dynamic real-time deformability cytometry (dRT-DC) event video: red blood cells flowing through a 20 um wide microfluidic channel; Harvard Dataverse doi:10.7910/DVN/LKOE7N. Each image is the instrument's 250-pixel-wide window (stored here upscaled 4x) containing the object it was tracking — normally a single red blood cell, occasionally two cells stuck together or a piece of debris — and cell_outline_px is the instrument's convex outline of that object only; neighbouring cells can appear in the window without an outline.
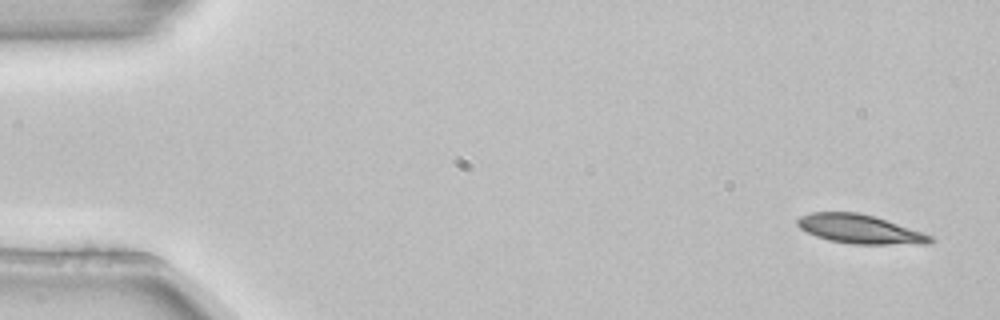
{"species": "common noctule bat (a hibernating species)", "species_latin": "Nyctalus noctula", "temperature_condition": "room temperature", "stored_images_in_passage": 3, "camera_frame_rate_fps": 3000, "um_per_image_px": 0.085, "animal": {"sex": "female", "body_mass_g": 22.7, "forearm_length_mm": 54.2}, "frame": {"image": 1, "passage_image": 1, "time_ms": 0.0, "image_size_px": [1000, 320], "cell_outline_px": [[936, 240], [932, 244], [852, 244], [828, 240], [816, 236], [800, 228], [796, 224], [796, 220], [800, 216], [812, 212], [860, 212], [876, 216], [924, 232], [932, 236]], "centroid_in_image_um": [73.14, 19.47], "position_along_channel_um": 11.9, "area_um2": 22.77}}
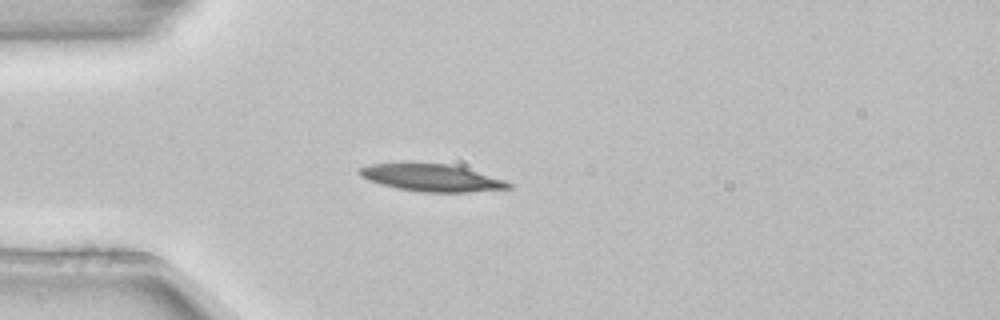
{"frame": {"image": 2, "passage_image": 3, "time_ms": 0.667, "image_size_px": [1000, 320], "cell_outline_px": [[512, 188], [468, 192], [424, 192], [400, 188], [368, 180], [360, 176], [360, 168], [372, 164], [448, 164], [464, 168], [504, 180], [512, 184]], "centroid_in_image_um": [36.73, 15.12], "position_along_channel_um": 48.3, "area_um2": 22.77}}